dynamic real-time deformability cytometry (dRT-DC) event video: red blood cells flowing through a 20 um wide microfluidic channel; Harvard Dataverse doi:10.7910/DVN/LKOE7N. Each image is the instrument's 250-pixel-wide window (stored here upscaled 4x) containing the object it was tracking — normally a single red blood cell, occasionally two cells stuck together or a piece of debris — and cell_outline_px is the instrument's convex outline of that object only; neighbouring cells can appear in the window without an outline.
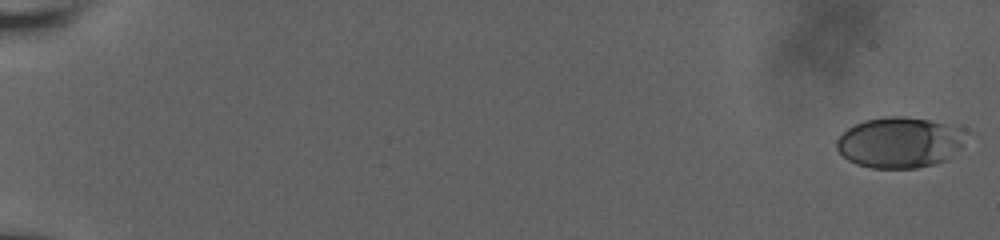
{"species": "human", "species_latin": "Homo sapiens", "temperature_condition": "room temperature", "stored_images_in_passage": 61, "camera_frame_rate_fps": 3000, "um_per_image_px": 0.085, "donor": {"sex": "male"}, "frame": {"image": 1, "passage_image": 1, "time_ms": 0.0, "image_size_px": [1000, 240], "cell_outline_px": [[964, 128], [960, 144], [944, 160], [932, 164], [916, 168], [872, 168], [856, 164], [848, 160], [836, 148], [836, 140], [848, 128], [864, 120], [884, 116], [904, 116], [928, 120]], "centroid_in_image_um": [76.38, 12.1], "position_along_channel_um": 8.6, "area_um2": 37.57}}
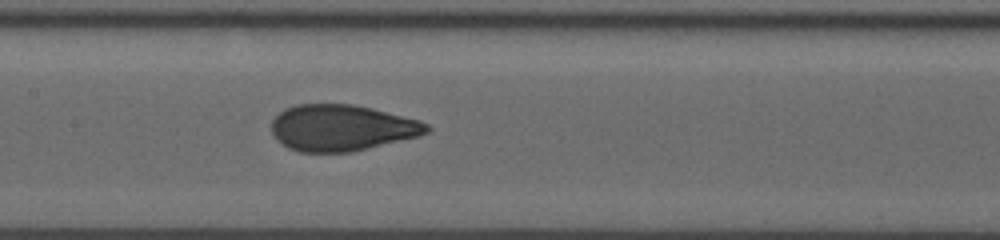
{"frame": {"image": 2, "passage_image": 33, "time_ms": 10.667, "image_size_px": [1000, 240], "cell_outline_px": [[432, 128], [428, 132], [420, 136], [352, 152], [300, 152], [288, 148], [276, 140], [272, 132], [272, 120], [284, 108], [296, 104], [352, 104], [372, 108], [420, 120], [428, 124]], "centroid_in_image_um": [29.05, 10.86], "position_along_channel_um": 178.3, "area_um2": 42.08}}
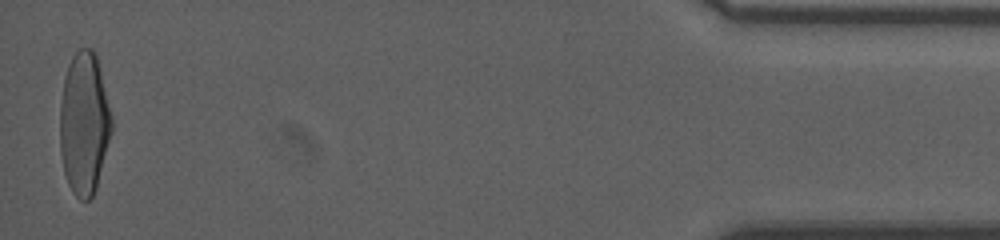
{"frame": {"image": 3, "passage_image": 60, "time_ms": 19.667, "image_size_px": [1000, 240], "cell_outline_px": [[112, 132], [96, 188], [92, 196], [88, 200], [80, 200], [72, 192], [68, 184], [64, 172], [60, 152], [60, 104], [64, 80], [68, 64], [72, 56], [80, 48], [92, 48], [96, 52], [112, 116]], "centroid_in_image_um": [7.15, 10.48], "position_along_channel_um": 428.0, "area_um2": 43.12}, "authors_computed_cell_mechanics": {"area_um2": 41.2114, "velocity_mm_per_s": 3.6442, "shape_relaxation_time_tau1_ms": 7.3259, "shape_relaxation_time_tau2_ms": null, "deformation_change_tau1": 0.2339, "deformation_change_tau2": null}}